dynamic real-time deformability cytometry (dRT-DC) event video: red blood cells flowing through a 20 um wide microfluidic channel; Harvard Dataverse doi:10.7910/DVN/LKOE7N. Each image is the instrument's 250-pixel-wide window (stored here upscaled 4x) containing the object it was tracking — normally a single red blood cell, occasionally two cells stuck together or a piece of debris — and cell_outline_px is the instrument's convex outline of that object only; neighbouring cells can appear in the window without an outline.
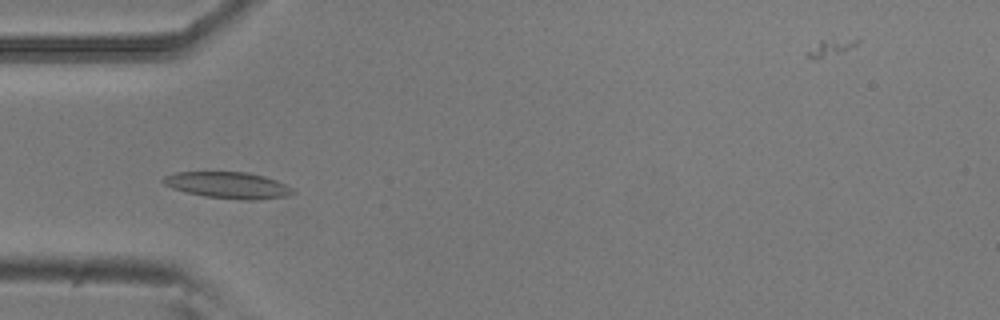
{"species": "common noctule bat (a hibernating species)", "species_latin": "Nyctalus noctula", "temperature_condition": "room temperature", "stored_images_in_passage": 40, "camera_frame_rate_fps": 3000, "um_per_image_px": 0.085, "animal": {"sex": "male", "body_mass_g": 20.5, "forearm_length_mm": 52.5}, "frame": {"image": 1, "passage_image": 12, "time_ms": 3.667, "image_size_px": [1000, 320], "cell_outline_px": [[296, 192], [284, 196], [256, 200], [244, 200], [204, 196], [172, 188], [164, 184], [160, 180], [164, 176], [176, 172], [248, 172], [264, 176], [276, 180], [292, 188]], "centroid_in_image_um": [19.36, 15.73], "position_along_channel_um": 65.6, "area_um2": 19.83}}
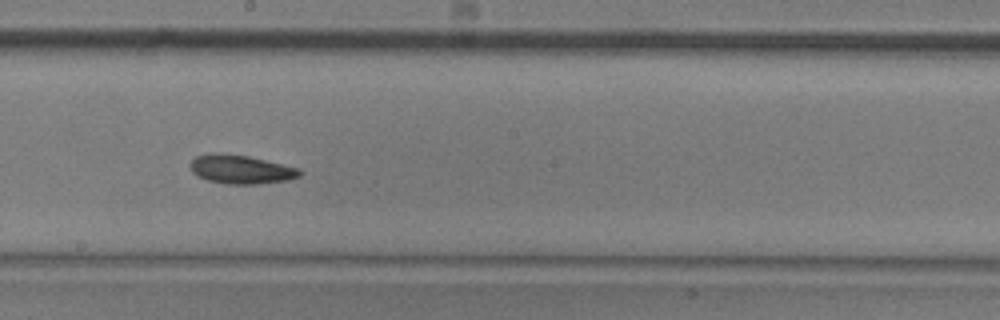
{"frame": {"image": 2, "passage_image": 25, "time_ms": 8.0, "image_size_px": [1000, 320], "cell_outline_px": [[300, 176], [288, 180], [256, 184], [228, 184], [208, 180], [192, 172], [192, 160], [196, 156], [212, 152], [216, 152], [248, 156], [300, 168]], "centroid_in_image_um": [20.5, 14.39], "position_along_channel_um": 227.7, "area_um2": 18.15}}
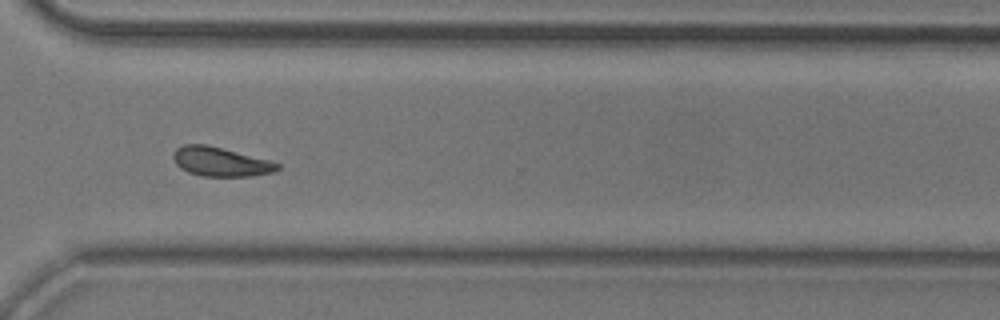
{"frame": {"image": 3, "passage_image": 35, "time_ms": 11.333, "image_size_px": [1000, 320], "cell_outline_px": [[280, 168], [272, 172], [252, 176], [200, 176], [188, 172], [180, 168], [176, 164], [172, 156], [176, 148], [184, 144], [204, 144], [268, 160], [280, 164]], "centroid_in_image_um": [18.7, 13.76], "position_along_channel_um": 351.9, "area_um2": 17.46}, "authors_computed_cell_mechanics": {"area_um2": 17.9758, "velocity_mm_per_s": 3.7347, "shape_relaxation_time_tau1_ms": 3.5298, "shape_relaxation_time_tau2_ms": 9.0054, "deformation_change_tau1": 0.0962, "deformation_change_tau2": 0.1504}}